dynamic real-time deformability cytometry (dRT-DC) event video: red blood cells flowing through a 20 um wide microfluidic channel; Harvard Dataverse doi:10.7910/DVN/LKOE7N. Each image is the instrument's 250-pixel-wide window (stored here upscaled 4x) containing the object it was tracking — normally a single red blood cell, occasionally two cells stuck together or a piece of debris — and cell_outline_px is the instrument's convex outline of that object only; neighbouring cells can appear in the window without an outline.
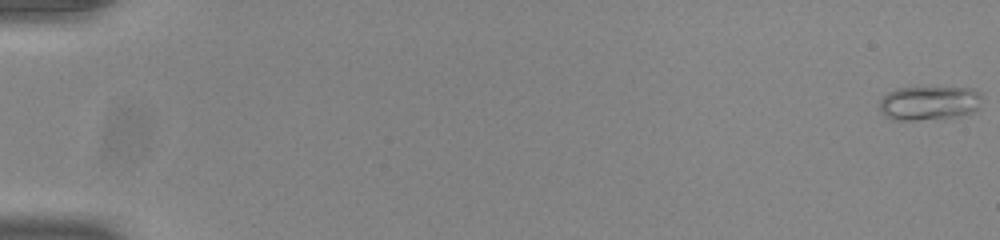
{"species": "common noctule bat (a hibernating species)", "species_latin": "Nyctalus noctula", "temperature_condition": "room temperature", "stored_images_in_passage": 55, "camera_frame_rate_fps": 3000, "um_per_image_px": 0.085, "animal": {"sex": "male", "body_mass_g": 20.0, "forearm_length_mm": 53.3}, "frame": {"image": 1, "passage_image": 1, "time_ms": 0.0, "image_size_px": [1000, 240], "cell_outline_px": [[980, 108], [972, 112], [960, 116], [916, 120], [892, 120], [884, 116], [880, 108], [880, 100], [888, 92], [896, 88], [976, 88], [980, 92]], "centroid_in_image_um": [78.98, 8.76], "position_along_channel_um": 6.0, "area_um2": 20.4}}
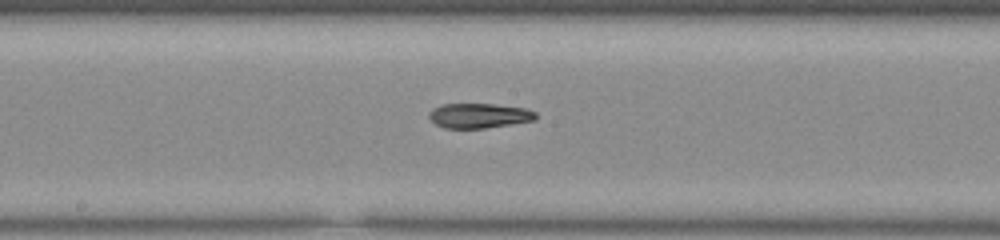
{"frame": {"image": 2, "passage_image": 31, "time_ms": 10.0, "image_size_px": [1000, 240], "cell_outline_px": [[536, 120], [512, 124], [484, 128], [444, 128], [436, 124], [428, 116], [428, 112], [432, 108], [440, 104], [492, 104], [528, 108], [536, 112]], "centroid_in_image_um": [40.72, 9.82], "position_along_channel_um": 207.5, "area_um2": 15.55}}
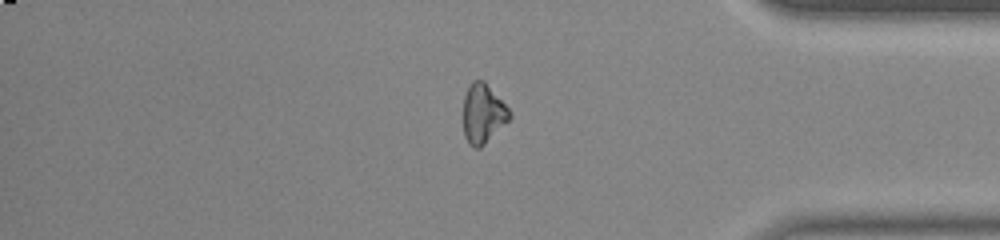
{"frame": {"image": 3, "passage_image": 47, "time_ms": 15.333, "image_size_px": [1000, 240], "cell_outline_px": [[512, 116], [480, 148], [472, 148], [468, 144], [464, 136], [464, 96], [468, 84], [472, 80], [484, 80], [512, 112]], "centroid_in_image_um": [41.04, 9.64], "position_along_channel_um": 394.2, "area_um2": 16.01}, "authors_computed_cell_mechanics": {"area_um2": 16.2418, "velocity_mm_per_s": 3.8698, "shape_relaxation_time_tau1_ms": null, "shape_relaxation_time_tau2_ms": 3.1111, "deformation_change_tau1": null, "deformation_change_tau2": 0.096}}